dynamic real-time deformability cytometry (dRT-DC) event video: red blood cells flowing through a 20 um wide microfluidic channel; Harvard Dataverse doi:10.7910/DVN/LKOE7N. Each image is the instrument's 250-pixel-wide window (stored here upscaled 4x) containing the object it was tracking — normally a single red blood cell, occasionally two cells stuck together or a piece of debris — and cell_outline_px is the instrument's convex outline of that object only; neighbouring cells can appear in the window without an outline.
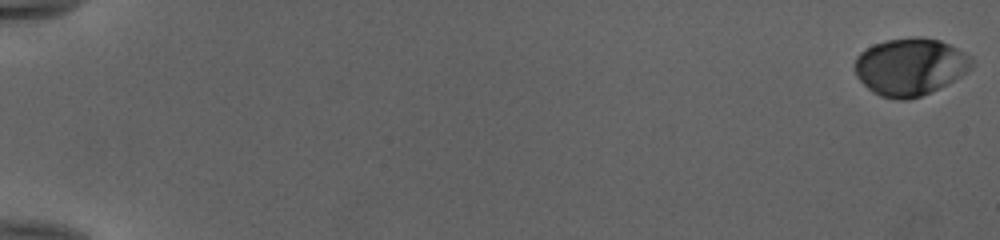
{"species": "human", "species_latin": "Homo sapiens", "temperature_condition": "cold", "stored_images_in_passage": 54, "camera_frame_rate_fps": 3000, "um_per_image_px": 0.085, "donor": {"sex": "female"}, "frame": {"image": 1, "passage_image": 1, "time_ms": 0.0, "image_size_px": [1000, 240], "cell_outline_px": [[972, 68], [948, 84], [920, 96], [908, 100], [896, 100], [880, 96], [872, 92], [856, 76], [856, 56], [860, 52], [872, 44], [888, 40], [912, 36], [920, 36], [940, 40], [972, 56]], "centroid_in_image_um": [77.36, 5.67], "position_along_channel_um": 7.6, "area_um2": 39.19}}
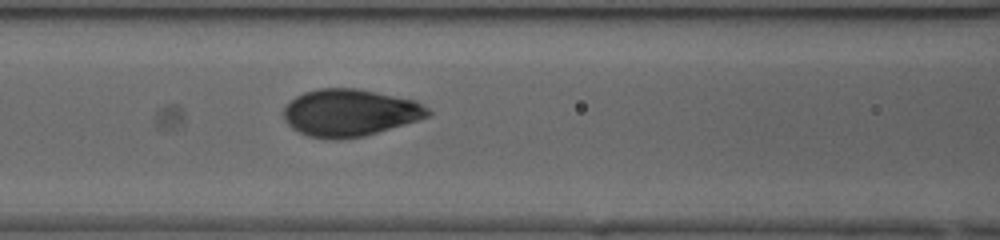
{"frame": {"image": 2, "passage_image": 26, "time_ms": 8.333, "image_size_px": [1000, 240], "cell_outline_px": [[432, 112], [428, 116], [404, 124], [364, 136], [340, 140], [328, 140], [308, 136], [292, 128], [284, 120], [284, 108], [296, 96], [304, 92], [320, 88], [356, 88], [416, 100], [428, 108]], "centroid_in_image_um": [29.72, 9.59], "position_along_channel_um": 136.9, "area_um2": 39.59}}
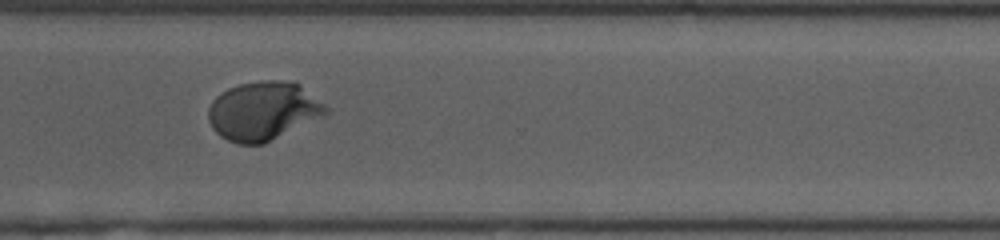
{"frame": {"image": 3, "passage_image": 42, "time_ms": 13.667, "image_size_px": [1000, 240], "cell_outline_px": [[332, 112], [324, 116], [264, 144], [236, 144], [220, 136], [212, 128], [208, 120], [208, 108], [212, 100], [220, 92], [228, 88], [240, 84], [264, 80], [280, 80], [300, 84], [324, 104]], "centroid_in_image_um": [22.36, 9.44], "position_along_channel_um": 348.2, "area_um2": 40.4}, "authors_computed_cell_mechanics": {"area_um2": 39.2173, "velocity_mm_per_s": 3.9674, "shape_relaxation_time_tau1_ms": 4.8908, "shape_relaxation_time_tau2_ms": null, "deformation_change_tau1": 0.2028, "deformation_change_tau2": null}}